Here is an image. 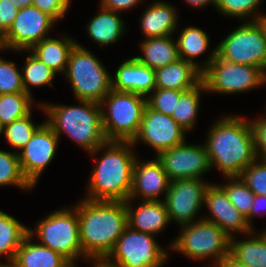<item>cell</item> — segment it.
I'll return each mask as SVG.
<instances>
[{
	"mask_svg": "<svg viewBox=\"0 0 266 267\" xmlns=\"http://www.w3.org/2000/svg\"><path fill=\"white\" fill-rule=\"evenodd\" d=\"M74 208L84 259L106 258L128 226L125 201L82 199Z\"/></svg>",
	"mask_w": 266,
	"mask_h": 267,
	"instance_id": "1",
	"label": "cell"
},
{
	"mask_svg": "<svg viewBox=\"0 0 266 267\" xmlns=\"http://www.w3.org/2000/svg\"><path fill=\"white\" fill-rule=\"evenodd\" d=\"M204 143L211 167L226 177H239L258 156L251 122L237 115L212 125Z\"/></svg>",
	"mask_w": 266,
	"mask_h": 267,
	"instance_id": "2",
	"label": "cell"
},
{
	"mask_svg": "<svg viewBox=\"0 0 266 267\" xmlns=\"http://www.w3.org/2000/svg\"><path fill=\"white\" fill-rule=\"evenodd\" d=\"M132 141H106L90 154L103 150L88 181V200L127 201L132 188L136 155ZM105 150V151H104Z\"/></svg>",
	"mask_w": 266,
	"mask_h": 267,
	"instance_id": "3",
	"label": "cell"
},
{
	"mask_svg": "<svg viewBox=\"0 0 266 267\" xmlns=\"http://www.w3.org/2000/svg\"><path fill=\"white\" fill-rule=\"evenodd\" d=\"M80 105L38 104L45 112V122L60 138L64 133L89 153L107 140L103 133L101 106L92 101L78 100Z\"/></svg>",
	"mask_w": 266,
	"mask_h": 267,
	"instance_id": "4",
	"label": "cell"
},
{
	"mask_svg": "<svg viewBox=\"0 0 266 267\" xmlns=\"http://www.w3.org/2000/svg\"><path fill=\"white\" fill-rule=\"evenodd\" d=\"M144 97L113 89L104 97L100 106L102 128L107 141H133L139 133L147 105V97Z\"/></svg>",
	"mask_w": 266,
	"mask_h": 267,
	"instance_id": "5",
	"label": "cell"
},
{
	"mask_svg": "<svg viewBox=\"0 0 266 267\" xmlns=\"http://www.w3.org/2000/svg\"><path fill=\"white\" fill-rule=\"evenodd\" d=\"M66 77L72 85L78 100L101 103L112 90V78L101 61L86 47L77 43L72 49Z\"/></svg>",
	"mask_w": 266,
	"mask_h": 267,
	"instance_id": "6",
	"label": "cell"
},
{
	"mask_svg": "<svg viewBox=\"0 0 266 267\" xmlns=\"http://www.w3.org/2000/svg\"><path fill=\"white\" fill-rule=\"evenodd\" d=\"M202 81L207 93H242L266 84V73L259 67L221 59L217 48H214L206 62L202 63Z\"/></svg>",
	"mask_w": 266,
	"mask_h": 267,
	"instance_id": "7",
	"label": "cell"
},
{
	"mask_svg": "<svg viewBox=\"0 0 266 267\" xmlns=\"http://www.w3.org/2000/svg\"><path fill=\"white\" fill-rule=\"evenodd\" d=\"M35 227L29 228L28 234L36 236L40 244L61 254L68 261H76L84 256L79 238V218L74 207H64L48 214Z\"/></svg>",
	"mask_w": 266,
	"mask_h": 267,
	"instance_id": "8",
	"label": "cell"
},
{
	"mask_svg": "<svg viewBox=\"0 0 266 267\" xmlns=\"http://www.w3.org/2000/svg\"><path fill=\"white\" fill-rule=\"evenodd\" d=\"M181 227L180 235L170 243L175 251L195 261L214 258V263L230 254L231 237L214 222L199 218Z\"/></svg>",
	"mask_w": 266,
	"mask_h": 267,
	"instance_id": "9",
	"label": "cell"
},
{
	"mask_svg": "<svg viewBox=\"0 0 266 267\" xmlns=\"http://www.w3.org/2000/svg\"><path fill=\"white\" fill-rule=\"evenodd\" d=\"M154 237L127 226L106 259L120 267H162L168 252Z\"/></svg>",
	"mask_w": 266,
	"mask_h": 267,
	"instance_id": "10",
	"label": "cell"
},
{
	"mask_svg": "<svg viewBox=\"0 0 266 267\" xmlns=\"http://www.w3.org/2000/svg\"><path fill=\"white\" fill-rule=\"evenodd\" d=\"M217 55L228 62L251 65L266 73V40L257 20L246 21L229 33L219 45Z\"/></svg>",
	"mask_w": 266,
	"mask_h": 267,
	"instance_id": "11",
	"label": "cell"
},
{
	"mask_svg": "<svg viewBox=\"0 0 266 267\" xmlns=\"http://www.w3.org/2000/svg\"><path fill=\"white\" fill-rule=\"evenodd\" d=\"M56 21L46 12L40 11L35 6L22 8L7 31L0 49L14 51H27L38 42L47 38Z\"/></svg>",
	"mask_w": 266,
	"mask_h": 267,
	"instance_id": "12",
	"label": "cell"
},
{
	"mask_svg": "<svg viewBox=\"0 0 266 267\" xmlns=\"http://www.w3.org/2000/svg\"><path fill=\"white\" fill-rule=\"evenodd\" d=\"M209 183L199 178H186L170 181L163 199L170 221L180 226L192 223L204 203V195Z\"/></svg>",
	"mask_w": 266,
	"mask_h": 267,
	"instance_id": "13",
	"label": "cell"
},
{
	"mask_svg": "<svg viewBox=\"0 0 266 267\" xmlns=\"http://www.w3.org/2000/svg\"><path fill=\"white\" fill-rule=\"evenodd\" d=\"M186 132L171 116L146 105L139 133L132 143L135 145L141 140L155 150L157 157L161 152L184 143Z\"/></svg>",
	"mask_w": 266,
	"mask_h": 267,
	"instance_id": "14",
	"label": "cell"
},
{
	"mask_svg": "<svg viewBox=\"0 0 266 267\" xmlns=\"http://www.w3.org/2000/svg\"><path fill=\"white\" fill-rule=\"evenodd\" d=\"M59 139L52 128L43 122L30 141L17 152L22 173L33 187L54 159Z\"/></svg>",
	"mask_w": 266,
	"mask_h": 267,
	"instance_id": "15",
	"label": "cell"
},
{
	"mask_svg": "<svg viewBox=\"0 0 266 267\" xmlns=\"http://www.w3.org/2000/svg\"><path fill=\"white\" fill-rule=\"evenodd\" d=\"M161 161L170 181L186 178L202 179L211 167L205 145H189L186 142L161 152Z\"/></svg>",
	"mask_w": 266,
	"mask_h": 267,
	"instance_id": "16",
	"label": "cell"
},
{
	"mask_svg": "<svg viewBox=\"0 0 266 267\" xmlns=\"http://www.w3.org/2000/svg\"><path fill=\"white\" fill-rule=\"evenodd\" d=\"M206 204L210 216L203 219L214 222L228 236L234 237V233L247 235L252 230L247 224L245 217L232 205L225 191L216 184H209L204 195V203Z\"/></svg>",
	"mask_w": 266,
	"mask_h": 267,
	"instance_id": "17",
	"label": "cell"
},
{
	"mask_svg": "<svg viewBox=\"0 0 266 267\" xmlns=\"http://www.w3.org/2000/svg\"><path fill=\"white\" fill-rule=\"evenodd\" d=\"M170 180L164 171L161 161L155 160L139 161L136 158L132 188L127 201H134L137 197L142 200L159 201L161 194L164 198L169 188ZM160 195V196H159Z\"/></svg>",
	"mask_w": 266,
	"mask_h": 267,
	"instance_id": "18",
	"label": "cell"
},
{
	"mask_svg": "<svg viewBox=\"0 0 266 267\" xmlns=\"http://www.w3.org/2000/svg\"><path fill=\"white\" fill-rule=\"evenodd\" d=\"M112 89L143 96L156 89L155 70L138 62L134 57L123 62L114 73Z\"/></svg>",
	"mask_w": 266,
	"mask_h": 267,
	"instance_id": "19",
	"label": "cell"
},
{
	"mask_svg": "<svg viewBox=\"0 0 266 267\" xmlns=\"http://www.w3.org/2000/svg\"><path fill=\"white\" fill-rule=\"evenodd\" d=\"M125 203L128 226L134 230L155 236L170 223L169 214L163 200H142L136 209L133 208L131 201H125Z\"/></svg>",
	"mask_w": 266,
	"mask_h": 267,
	"instance_id": "20",
	"label": "cell"
},
{
	"mask_svg": "<svg viewBox=\"0 0 266 267\" xmlns=\"http://www.w3.org/2000/svg\"><path fill=\"white\" fill-rule=\"evenodd\" d=\"M156 89L187 91L202 81V72L182 58L155 70Z\"/></svg>",
	"mask_w": 266,
	"mask_h": 267,
	"instance_id": "21",
	"label": "cell"
},
{
	"mask_svg": "<svg viewBox=\"0 0 266 267\" xmlns=\"http://www.w3.org/2000/svg\"><path fill=\"white\" fill-rule=\"evenodd\" d=\"M175 8L174 5L159 0L147 6L140 17L144 38L172 36L179 20Z\"/></svg>",
	"mask_w": 266,
	"mask_h": 267,
	"instance_id": "22",
	"label": "cell"
},
{
	"mask_svg": "<svg viewBox=\"0 0 266 267\" xmlns=\"http://www.w3.org/2000/svg\"><path fill=\"white\" fill-rule=\"evenodd\" d=\"M77 41L64 35L61 39L45 38L27 52H31L55 73L63 75L66 71L69 55ZM62 72V73H61Z\"/></svg>",
	"mask_w": 266,
	"mask_h": 267,
	"instance_id": "23",
	"label": "cell"
},
{
	"mask_svg": "<svg viewBox=\"0 0 266 267\" xmlns=\"http://www.w3.org/2000/svg\"><path fill=\"white\" fill-rule=\"evenodd\" d=\"M139 46H141L142 56L134 58L154 70L179 59L177 41H174L171 36L145 38Z\"/></svg>",
	"mask_w": 266,
	"mask_h": 267,
	"instance_id": "24",
	"label": "cell"
},
{
	"mask_svg": "<svg viewBox=\"0 0 266 267\" xmlns=\"http://www.w3.org/2000/svg\"><path fill=\"white\" fill-rule=\"evenodd\" d=\"M32 240L28 234L17 249L14 261L18 267H62L68 262L61 254Z\"/></svg>",
	"mask_w": 266,
	"mask_h": 267,
	"instance_id": "25",
	"label": "cell"
},
{
	"mask_svg": "<svg viewBox=\"0 0 266 267\" xmlns=\"http://www.w3.org/2000/svg\"><path fill=\"white\" fill-rule=\"evenodd\" d=\"M100 10L88 23V36L100 46L115 43L125 32L120 13L99 7Z\"/></svg>",
	"mask_w": 266,
	"mask_h": 267,
	"instance_id": "26",
	"label": "cell"
},
{
	"mask_svg": "<svg viewBox=\"0 0 266 267\" xmlns=\"http://www.w3.org/2000/svg\"><path fill=\"white\" fill-rule=\"evenodd\" d=\"M247 237L244 241L230 238V255L248 267H266V229L258 235L252 230Z\"/></svg>",
	"mask_w": 266,
	"mask_h": 267,
	"instance_id": "27",
	"label": "cell"
},
{
	"mask_svg": "<svg viewBox=\"0 0 266 267\" xmlns=\"http://www.w3.org/2000/svg\"><path fill=\"white\" fill-rule=\"evenodd\" d=\"M29 227L0 210V257L14 260L17 249L28 235Z\"/></svg>",
	"mask_w": 266,
	"mask_h": 267,
	"instance_id": "28",
	"label": "cell"
},
{
	"mask_svg": "<svg viewBox=\"0 0 266 267\" xmlns=\"http://www.w3.org/2000/svg\"><path fill=\"white\" fill-rule=\"evenodd\" d=\"M177 40L179 58L192 63L202 72V64L196 62V58L207 52L209 45V35L204 30L197 27L182 28Z\"/></svg>",
	"mask_w": 266,
	"mask_h": 267,
	"instance_id": "29",
	"label": "cell"
},
{
	"mask_svg": "<svg viewBox=\"0 0 266 267\" xmlns=\"http://www.w3.org/2000/svg\"><path fill=\"white\" fill-rule=\"evenodd\" d=\"M206 91L203 81L194 88L184 91L176 100L171 117L186 131L192 130L196 124L199 112L200 95Z\"/></svg>",
	"mask_w": 266,
	"mask_h": 267,
	"instance_id": "30",
	"label": "cell"
},
{
	"mask_svg": "<svg viewBox=\"0 0 266 267\" xmlns=\"http://www.w3.org/2000/svg\"><path fill=\"white\" fill-rule=\"evenodd\" d=\"M34 103L28 93H8L0 95V122L3 126L21 119L31 112Z\"/></svg>",
	"mask_w": 266,
	"mask_h": 267,
	"instance_id": "31",
	"label": "cell"
},
{
	"mask_svg": "<svg viewBox=\"0 0 266 267\" xmlns=\"http://www.w3.org/2000/svg\"><path fill=\"white\" fill-rule=\"evenodd\" d=\"M29 54L21 76L25 92L32 95L30 85L33 87L52 86V80L57 73L38 60L31 52Z\"/></svg>",
	"mask_w": 266,
	"mask_h": 267,
	"instance_id": "32",
	"label": "cell"
},
{
	"mask_svg": "<svg viewBox=\"0 0 266 267\" xmlns=\"http://www.w3.org/2000/svg\"><path fill=\"white\" fill-rule=\"evenodd\" d=\"M15 185L30 190L33 186L24 177L17 152L0 150V186Z\"/></svg>",
	"mask_w": 266,
	"mask_h": 267,
	"instance_id": "33",
	"label": "cell"
},
{
	"mask_svg": "<svg viewBox=\"0 0 266 267\" xmlns=\"http://www.w3.org/2000/svg\"><path fill=\"white\" fill-rule=\"evenodd\" d=\"M227 179L228 183L219 186L225 191L232 205L246 218L255 194L240 177H226Z\"/></svg>",
	"mask_w": 266,
	"mask_h": 267,
	"instance_id": "34",
	"label": "cell"
},
{
	"mask_svg": "<svg viewBox=\"0 0 266 267\" xmlns=\"http://www.w3.org/2000/svg\"><path fill=\"white\" fill-rule=\"evenodd\" d=\"M261 2L263 0H215L214 7L225 16L255 21L263 15L258 12Z\"/></svg>",
	"mask_w": 266,
	"mask_h": 267,
	"instance_id": "35",
	"label": "cell"
},
{
	"mask_svg": "<svg viewBox=\"0 0 266 267\" xmlns=\"http://www.w3.org/2000/svg\"><path fill=\"white\" fill-rule=\"evenodd\" d=\"M41 125H35L31 113L21 119L3 126L2 133L7 142L15 149H22Z\"/></svg>",
	"mask_w": 266,
	"mask_h": 267,
	"instance_id": "36",
	"label": "cell"
},
{
	"mask_svg": "<svg viewBox=\"0 0 266 267\" xmlns=\"http://www.w3.org/2000/svg\"><path fill=\"white\" fill-rule=\"evenodd\" d=\"M8 93H26L21 71L12 61L0 58V95Z\"/></svg>",
	"mask_w": 266,
	"mask_h": 267,
	"instance_id": "37",
	"label": "cell"
},
{
	"mask_svg": "<svg viewBox=\"0 0 266 267\" xmlns=\"http://www.w3.org/2000/svg\"><path fill=\"white\" fill-rule=\"evenodd\" d=\"M239 177L254 194L266 196V159H256Z\"/></svg>",
	"mask_w": 266,
	"mask_h": 267,
	"instance_id": "38",
	"label": "cell"
},
{
	"mask_svg": "<svg viewBox=\"0 0 266 267\" xmlns=\"http://www.w3.org/2000/svg\"><path fill=\"white\" fill-rule=\"evenodd\" d=\"M184 91L155 89L148 98L147 105L156 112L171 116L175 106L176 100Z\"/></svg>",
	"mask_w": 266,
	"mask_h": 267,
	"instance_id": "39",
	"label": "cell"
},
{
	"mask_svg": "<svg viewBox=\"0 0 266 267\" xmlns=\"http://www.w3.org/2000/svg\"><path fill=\"white\" fill-rule=\"evenodd\" d=\"M71 0H33L32 5L40 11L46 12L56 21L64 18L70 7Z\"/></svg>",
	"mask_w": 266,
	"mask_h": 267,
	"instance_id": "40",
	"label": "cell"
},
{
	"mask_svg": "<svg viewBox=\"0 0 266 267\" xmlns=\"http://www.w3.org/2000/svg\"><path fill=\"white\" fill-rule=\"evenodd\" d=\"M255 141V150L258 158L266 159V116L250 120Z\"/></svg>",
	"mask_w": 266,
	"mask_h": 267,
	"instance_id": "41",
	"label": "cell"
},
{
	"mask_svg": "<svg viewBox=\"0 0 266 267\" xmlns=\"http://www.w3.org/2000/svg\"><path fill=\"white\" fill-rule=\"evenodd\" d=\"M1 2V19L3 20V41L7 31L17 17L19 9H17L11 0H0Z\"/></svg>",
	"mask_w": 266,
	"mask_h": 267,
	"instance_id": "42",
	"label": "cell"
},
{
	"mask_svg": "<svg viewBox=\"0 0 266 267\" xmlns=\"http://www.w3.org/2000/svg\"><path fill=\"white\" fill-rule=\"evenodd\" d=\"M140 1L141 0H101L99 7L121 13V11L129 10L137 6Z\"/></svg>",
	"mask_w": 266,
	"mask_h": 267,
	"instance_id": "43",
	"label": "cell"
},
{
	"mask_svg": "<svg viewBox=\"0 0 266 267\" xmlns=\"http://www.w3.org/2000/svg\"><path fill=\"white\" fill-rule=\"evenodd\" d=\"M260 213H266V196L256 195L254 201L251 206V210L249 215L245 218L247 224L253 229L252 219L256 215H260Z\"/></svg>",
	"mask_w": 266,
	"mask_h": 267,
	"instance_id": "44",
	"label": "cell"
},
{
	"mask_svg": "<svg viewBox=\"0 0 266 267\" xmlns=\"http://www.w3.org/2000/svg\"><path fill=\"white\" fill-rule=\"evenodd\" d=\"M215 267H248L243 263L237 261L234 257L230 254L222 258L219 262L215 263ZM211 265V267H214ZM209 267V266H208Z\"/></svg>",
	"mask_w": 266,
	"mask_h": 267,
	"instance_id": "45",
	"label": "cell"
},
{
	"mask_svg": "<svg viewBox=\"0 0 266 267\" xmlns=\"http://www.w3.org/2000/svg\"><path fill=\"white\" fill-rule=\"evenodd\" d=\"M88 260L93 261V267H120L108 261L106 258H89Z\"/></svg>",
	"mask_w": 266,
	"mask_h": 267,
	"instance_id": "46",
	"label": "cell"
},
{
	"mask_svg": "<svg viewBox=\"0 0 266 267\" xmlns=\"http://www.w3.org/2000/svg\"><path fill=\"white\" fill-rule=\"evenodd\" d=\"M187 4L194 8H203L208 4L215 6V0H184Z\"/></svg>",
	"mask_w": 266,
	"mask_h": 267,
	"instance_id": "47",
	"label": "cell"
},
{
	"mask_svg": "<svg viewBox=\"0 0 266 267\" xmlns=\"http://www.w3.org/2000/svg\"><path fill=\"white\" fill-rule=\"evenodd\" d=\"M11 2L14 3L15 7L20 10L22 8L32 6L33 0H11Z\"/></svg>",
	"mask_w": 266,
	"mask_h": 267,
	"instance_id": "48",
	"label": "cell"
},
{
	"mask_svg": "<svg viewBox=\"0 0 266 267\" xmlns=\"http://www.w3.org/2000/svg\"><path fill=\"white\" fill-rule=\"evenodd\" d=\"M257 21L261 25L266 40V14H263Z\"/></svg>",
	"mask_w": 266,
	"mask_h": 267,
	"instance_id": "49",
	"label": "cell"
},
{
	"mask_svg": "<svg viewBox=\"0 0 266 267\" xmlns=\"http://www.w3.org/2000/svg\"><path fill=\"white\" fill-rule=\"evenodd\" d=\"M2 42H3V20L1 19V2H0V44Z\"/></svg>",
	"mask_w": 266,
	"mask_h": 267,
	"instance_id": "50",
	"label": "cell"
},
{
	"mask_svg": "<svg viewBox=\"0 0 266 267\" xmlns=\"http://www.w3.org/2000/svg\"><path fill=\"white\" fill-rule=\"evenodd\" d=\"M0 267H18L17 263L14 260H9L8 263H0Z\"/></svg>",
	"mask_w": 266,
	"mask_h": 267,
	"instance_id": "51",
	"label": "cell"
},
{
	"mask_svg": "<svg viewBox=\"0 0 266 267\" xmlns=\"http://www.w3.org/2000/svg\"><path fill=\"white\" fill-rule=\"evenodd\" d=\"M75 262H77V261H68L62 267H76L77 265L75 264Z\"/></svg>",
	"mask_w": 266,
	"mask_h": 267,
	"instance_id": "52",
	"label": "cell"
},
{
	"mask_svg": "<svg viewBox=\"0 0 266 267\" xmlns=\"http://www.w3.org/2000/svg\"><path fill=\"white\" fill-rule=\"evenodd\" d=\"M2 131H3V125L0 122V135H2Z\"/></svg>",
	"mask_w": 266,
	"mask_h": 267,
	"instance_id": "53",
	"label": "cell"
}]
</instances>
